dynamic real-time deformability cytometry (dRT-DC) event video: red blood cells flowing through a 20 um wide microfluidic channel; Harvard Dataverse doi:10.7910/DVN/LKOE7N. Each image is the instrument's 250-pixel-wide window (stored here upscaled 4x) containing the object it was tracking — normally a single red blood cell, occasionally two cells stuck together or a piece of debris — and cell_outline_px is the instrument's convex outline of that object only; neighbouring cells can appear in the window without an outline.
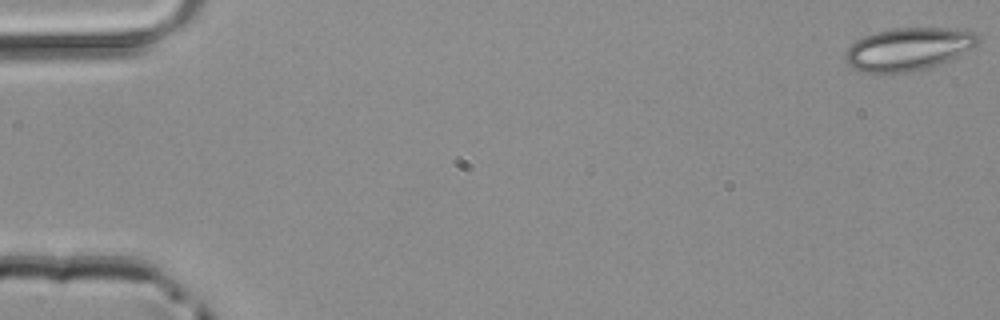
{"species": "common noctule bat (a hibernating species)", "species_latin": "Nyctalus noctula", "temperature_condition": "room temperature", "stored_images_in_passage": 49, "camera_frame_rate_fps": 3000, "um_per_image_px": 0.085, "animal": {"sex": "male", "body_mass_g": 20.4}, "frame": {"image": 1, "passage_image": 1, "time_ms": 0.0, "image_size_px": [1000, 320], "cell_outline_px": [[980, 40], [972, 48], [940, 64], [908, 72], [864, 72], [852, 68], [848, 64], [844, 56], [844, 52], [856, 40], [864, 36], [876, 32], [896, 28], [956, 28], [972, 32]], "centroid_in_image_um": [77.17, 4.16], "position_along_channel_um": 7.8, "area_um2": 32.66}}
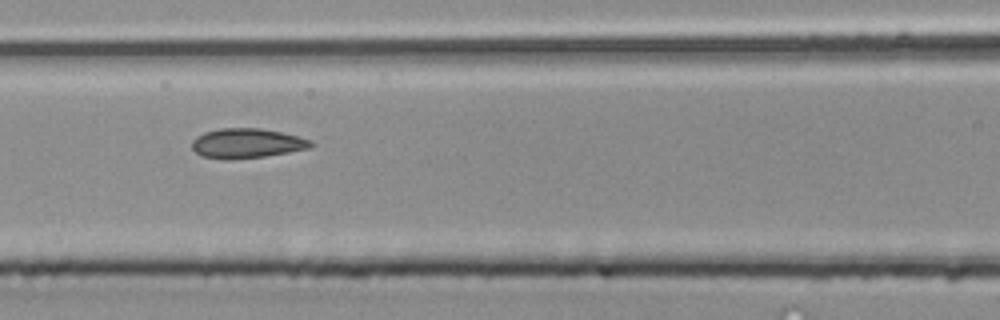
{"frame": {"image": 2, "passage_image": 22, "time_ms": 7.0, "image_size_px": [1000, 320], "cell_outline_px": [[316, 144], [308, 148], [288, 152], [264, 156], [228, 160], [224, 160], [200, 156], [192, 148], [192, 140], [196, 136], [204, 132], [220, 128], [260, 128], [280, 132], [312, 140]], "centroid_in_image_um": [20.94, 12.18], "position_along_channel_um": 145.7, "area_um2": 20.63}}
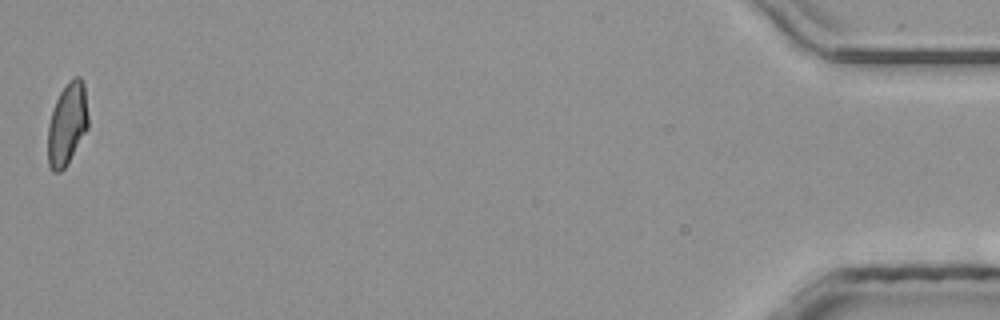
{"frame": {"image": 3, "passage_image": 49, "time_ms": 16.0, "image_size_px": [1000, 320], "cell_outline_px": [[88, 128], [64, 168], [60, 172], [52, 172], [48, 164], [48, 124], [56, 100], [60, 92], [76, 76], [80, 76], [84, 84], [88, 116]], "centroid_in_image_um": [5.71, 10.56], "position_along_channel_um": 429.5, "area_um2": 19.02}}